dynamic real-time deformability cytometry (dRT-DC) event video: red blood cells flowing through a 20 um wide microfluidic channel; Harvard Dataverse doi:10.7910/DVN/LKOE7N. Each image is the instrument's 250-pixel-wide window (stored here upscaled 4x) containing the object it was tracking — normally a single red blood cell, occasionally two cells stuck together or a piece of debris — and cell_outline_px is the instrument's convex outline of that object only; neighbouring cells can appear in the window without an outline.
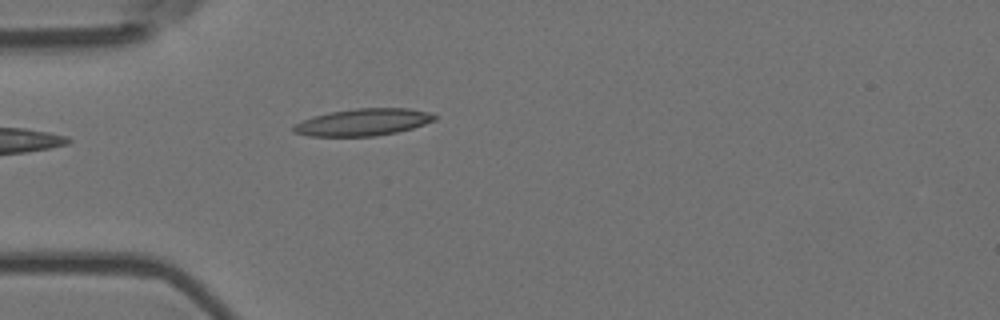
{"species": "Egyptian fruit bat (a non-hibernating species)", "species_latin": "Rousettus aegyptiacus", "temperature_condition": "room temperature", "stored_images_in_passage": 5, "camera_frame_rate_fps": 3000, "um_per_image_px": 0.085, "animal": {"sex": "female"}, "frame": {"image": 1, "passage_image": 5, "time_ms": 1.333, "image_size_px": [1000, 320], "cell_outline_px": [[436, 120], [412, 128], [396, 132], [376, 136], [308, 136], [292, 132], [292, 124], [312, 116], [328, 112], [356, 108], [408, 108], [428, 112], [436, 116]], "centroid_in_image_um": [30.8, 10.38], "position_along_channel_um": 54.2, "area_um2": 22.37}}